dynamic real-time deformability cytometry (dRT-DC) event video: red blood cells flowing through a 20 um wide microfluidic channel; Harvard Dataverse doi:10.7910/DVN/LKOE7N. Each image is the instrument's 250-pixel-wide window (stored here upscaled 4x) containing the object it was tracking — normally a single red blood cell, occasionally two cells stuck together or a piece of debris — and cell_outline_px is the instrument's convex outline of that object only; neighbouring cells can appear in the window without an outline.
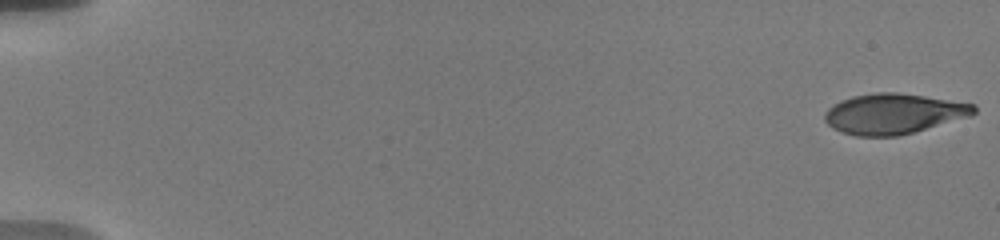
{"species": "human", "species_latin": "Homo sapiens", "temperature_condition": "warm", "stored_images_in_passage": 56, "camera_frame_rate_fps": 3000, "um_per_image_px": 0.085, "donor": {"sex": "male"}, "frame": {"image": 1, "passage_image": 1, "time_ms": 0.0, "image_size_px": [1000, 240], "cell_outline_px": [[976, 112], [972, 116], [912, 132], [896, 136], [856, 136], [832, 128], [824, 120], [824, 112], [832, 104], [840, 100], [852, 96], [876, 92], [896, 92], [924, 96], [976, 104]], "centroid_in_image_um": [75.94, 9.66], "position_along_channel_um": 9.1, "area_um2": 35.08}}
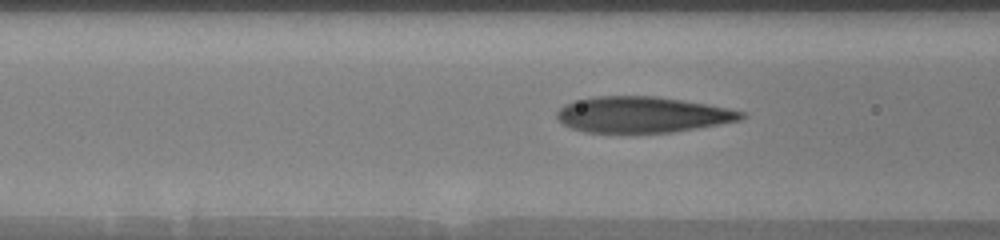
{"frame": {"image": 2, "passage_image": 24, "time_ms": 7.667, "image_size_px": [1000, 240], "cell_outline_px": [[748, 116], [740, 120], [696, 128], [672, 132], [632, 136], [584, 132], [572, 128], [564, 124], [556, 116], [556, 112], [564, 104], [576, 100], [592, 96], [656, 96], [728, 108], [744, 112]], "centroid_in_image_um": [54.54, 9.79], "position_along_channel_um": 112.1, "area_um2": 39.59}}
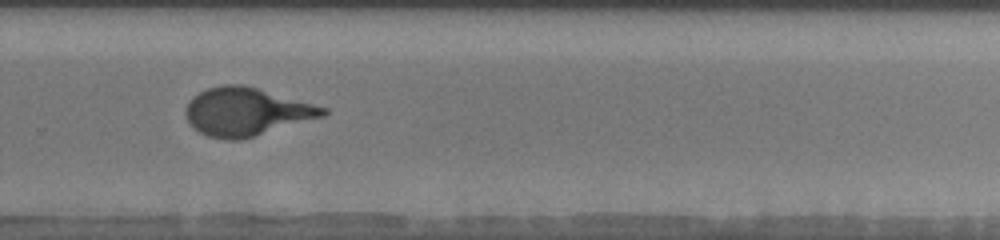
{"frame": {"image": 3, "passage_image": 40, "time_ms": 13.0, "image_size_px": [1000, 240], "cell_outline_px": [[328, 112], [324, 116], [240, 140], [224, 140], [208, 136], [200, 132], [188, 124], [184, 112], [188, 100], [192, 96], [208, 88], [220, 84], [244, 84], [328, 108]], "centroid_in_image_um": [20.89, 9.49], "position_along_channel_um": 308.9, "area_um2": 38.55}, "authors_computed_cell_mechanics": {"area_um2": 37.859, "velocity_mm_per_s": 3.6996, "shape_relaxation_time_tau1_ms": 4.2046, "shape_relaxation_time_tau2_ms": null, "deformation_change_tau1": 0.2296, "deformation_change_tau2": null}}